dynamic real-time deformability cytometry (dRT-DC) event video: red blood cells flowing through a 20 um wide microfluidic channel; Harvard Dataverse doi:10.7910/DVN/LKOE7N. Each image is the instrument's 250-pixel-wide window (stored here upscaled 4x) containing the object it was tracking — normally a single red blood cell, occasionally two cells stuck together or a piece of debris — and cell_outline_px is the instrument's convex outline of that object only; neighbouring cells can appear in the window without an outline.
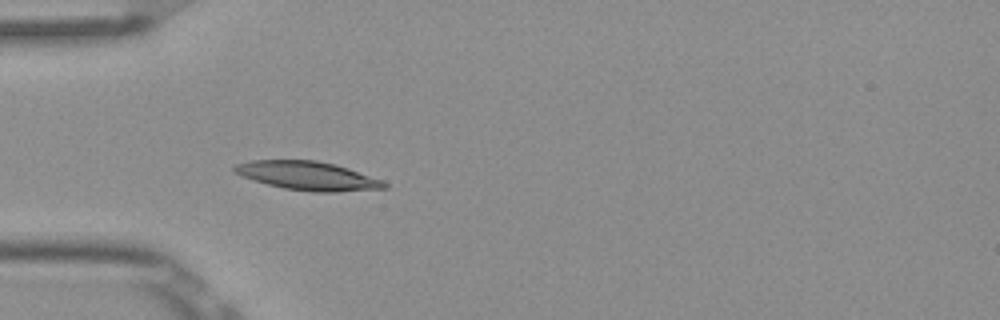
{"species": "Egyptian fruit bat (a non-hibernating species)", "species_latin": "Rousettus aegyptiacus", "temperature_condition": "room temperature", "stored_images_in_passage": 4, "camera_frame_rate_fps": 3000, "um_per_image_px": 0.085, "frame": {"image": 1, "passage_image": 4, "time_ms": 1.0, "image_size_px": [1000, 320], "cell_outline_px": [[388, 188], [336, 192], [312, 192], [284, 188], [268, 184], [244, 176], [236, 172], [232, 168], [236, 164], [252, 160], [316, 160], [336, 164], [384, 180], [388, 184]], "centroid_in_image_um": [26.24, 14.94], "position_along_channel_um": 58.8, "area_um2": 24.97}}